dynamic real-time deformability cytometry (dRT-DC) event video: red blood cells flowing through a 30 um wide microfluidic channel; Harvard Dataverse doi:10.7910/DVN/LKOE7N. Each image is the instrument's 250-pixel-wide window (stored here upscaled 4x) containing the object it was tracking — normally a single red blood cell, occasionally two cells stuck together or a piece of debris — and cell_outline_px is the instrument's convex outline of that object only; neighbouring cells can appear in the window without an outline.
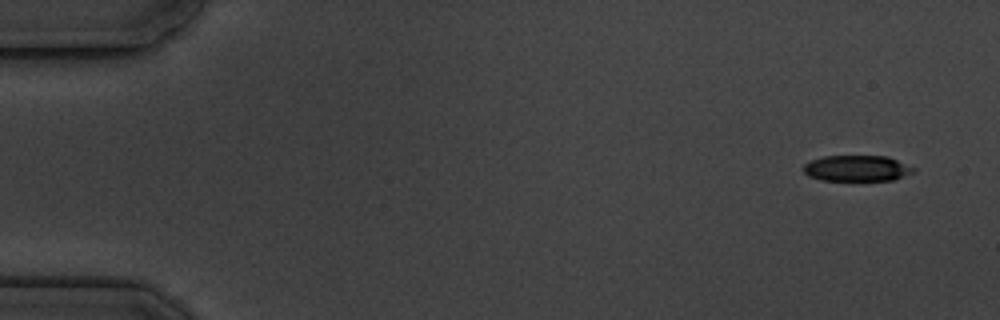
{"species": "common noctule bat (a hibernating species)", "species_latin": "Nyctalus noctula", "temperature_condition": "cold", "stored_images_in_passage": 5, "camera_frame_rate_fps": 3000, "um_per_image_px": 0.085, "animal": {"sex": "male", "body_mass_g": 19.5, "forearm_length_mm": 54.6}, "frame": {"image": 1, "passage_image": 1, "time_ms": 0.0, "image_size_px": [1000, 320], "cell_outline_px": [[916, 168], [912, 172], [892, 180], [820, 180], [808, 176], [804, 172], [804, 164], [812, 160], [824, 156], [888, 156]], "centroid_in_image_um": [72.82, 14.3], "position_along_channel_um": 12.2, "area_um2": 16.47}}
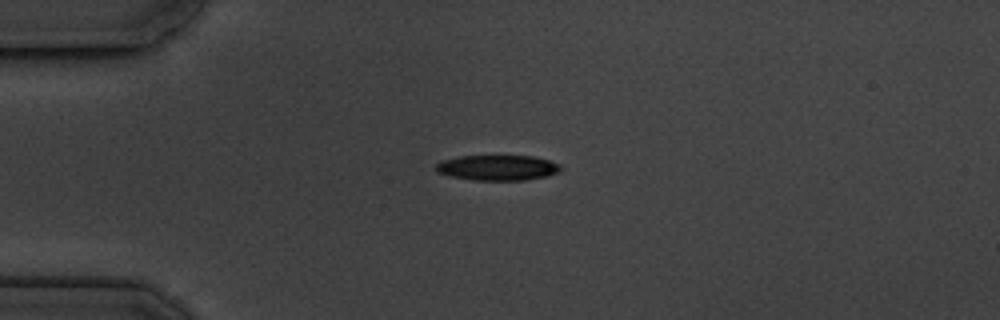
{"frame": {"image": 2, "passage_image": 4, "time_ms": 3.667, "image_size_px": [1000, 320], "cell_outline_px": [[564, 168], [560, 172], [548, 176], [524, 180], [476, 180], [448, 176], [436, 172], [436, 164], [440, 160], [460, 156], [532, 156], [548, 160], [560, 164]], "centroid_in_image_um": [42.31, 14.25], "position_along_channel_um": 42.7, "area_um2": 18.61}}